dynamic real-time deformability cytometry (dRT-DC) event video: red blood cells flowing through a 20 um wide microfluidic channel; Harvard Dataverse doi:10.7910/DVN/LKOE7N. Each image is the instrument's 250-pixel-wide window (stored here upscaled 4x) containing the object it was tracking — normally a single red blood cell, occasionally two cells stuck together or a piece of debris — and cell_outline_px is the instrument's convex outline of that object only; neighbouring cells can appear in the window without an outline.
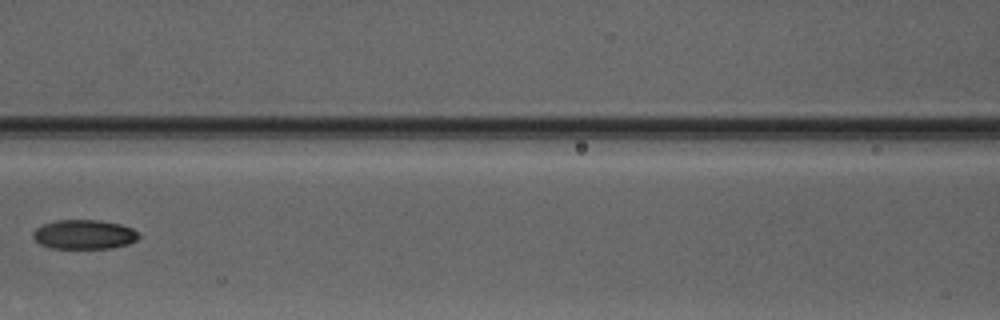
{"species": "Egyptian fruit bat (a non-hibernating species)", "species_latin": "Rousettus aegyptiacus", "temperature_condition": "warm", "stored_images_in_passage": 7, "camera_frame_rate_fps": 3000, "um_per_image_px": 0.085, "animal": {"sex": "male"}, "frame": {"image": 1, "passage_image": 7, "time_ms": 7.0, "image_size_px": [1000, 320], "cell_outline_px": [[140, 236], [136, 240], [128, 244], [112, 248], [52, 248], [40, 244], [32, 236], [32, 232], [36, 228], [44, 224], [56, 220], [100, 220], [120, 224], [132, 228]], "centroid_in_image_um": [7.14, 19.92], "position_along_channel_um": 159.5, "area_um2": 18.03}}